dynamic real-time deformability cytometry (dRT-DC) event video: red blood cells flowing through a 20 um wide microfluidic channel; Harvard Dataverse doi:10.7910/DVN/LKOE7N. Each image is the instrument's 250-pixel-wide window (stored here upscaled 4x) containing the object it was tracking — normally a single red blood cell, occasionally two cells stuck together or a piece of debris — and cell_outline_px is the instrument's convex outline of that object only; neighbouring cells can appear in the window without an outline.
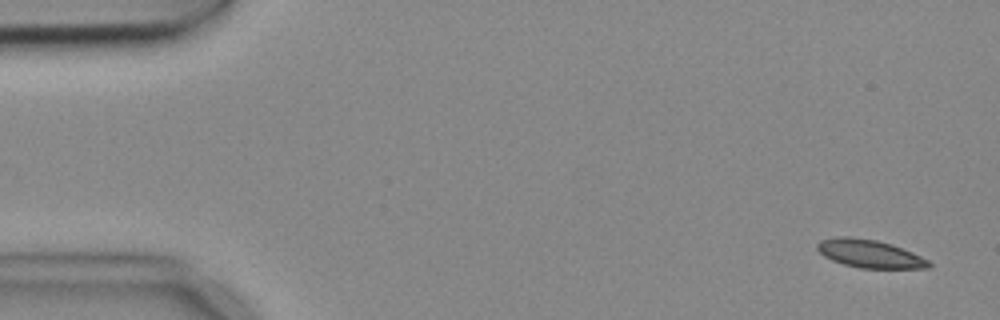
{"species": "common noctule bat (a hibernating species)", "species_latin": "Nyctalus noctula", "temperature_condition": "cold", "stored_images_in_passage": 6, "camera_frame_rate_fps": 3000, "um_per_image_px": 0.085, "animal": {"sex": "female", "body_mass_g": 18.4}, "frame": {"image": 1, "passage_image": 1, "time_ms": 0.0, "image_size_px": [1000, 320], "cell_outline_px": [[932, 264], [928, 268], [860, 268], [844, 264], [832, 260], [824, 256], [816, 248], [816, 244], [820, 240], [832, 236], [852, 236], [876, 240], [892, 244], [912, 252], [928, 260]], "centroid_in_image_um": [73.88, 21.55], "position_along_channel_um": 11.1, "area_um2": 18.32}}
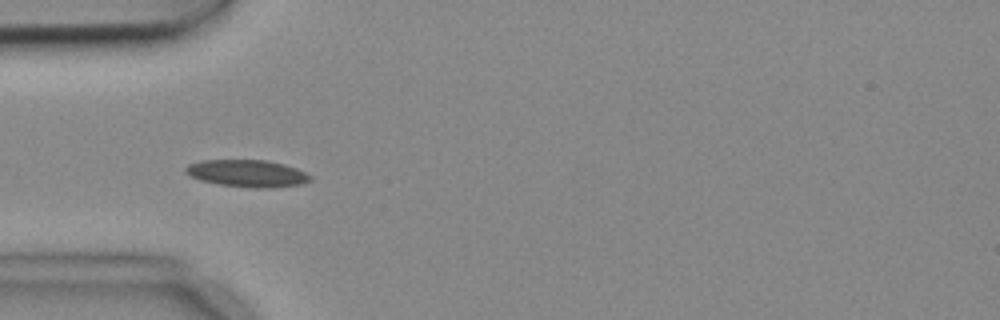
{"frame": {"image": 2, "passage_image": 5, "time_ms": 1.333, "image_size_px": [1000, 320], "cell_outline_px": [[312, 180], [300, 184], [272, 188], [252, 188], [220, 184], [200, 180], [188, 176], [184, 172], [184, 168], [188, 164], [200, 160], [264, 160], [284, 164], [296, 168], [312, 176]], "centroid_in_image_um": [20.98, 14.74], "position_along_channel_um": 64.0, "area_um2": 19.83}}